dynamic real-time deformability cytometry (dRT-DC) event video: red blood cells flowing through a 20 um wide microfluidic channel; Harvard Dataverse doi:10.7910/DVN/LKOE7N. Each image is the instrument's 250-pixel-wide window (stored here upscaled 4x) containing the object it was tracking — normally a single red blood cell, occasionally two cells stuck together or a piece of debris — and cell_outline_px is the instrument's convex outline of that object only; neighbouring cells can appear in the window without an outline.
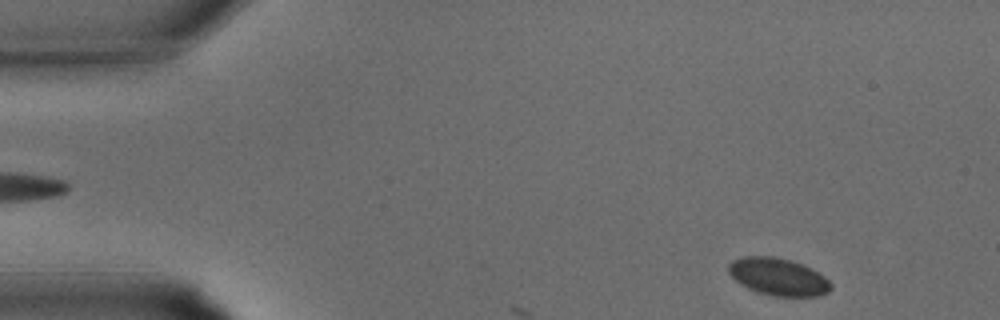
{"species": "common noctule bat (a hibernating species)", "species_latin": "Nyctalus noctula", "temperature_condition": "warm", "stored_images_in_passage": 4, "camera_frame_rate_fps": 3000, "um_per_image_px": 0.085, "animal": {"sex": "male", "body_mass_g": 15.6}, "frame": {"image": 1, "passage_image": 1, "time_ms": 0.0, "image_size_px": [1000, 320], "cell_outline_px": [[832, 288], [828, 292], [820, 296], [776, 296], [760, 292], [748, 288], [740, 284], [728, 272], [728, 264], [732, 260], [744, 256], [772, 256], [788, 260], [800, 264], [824, 276], [832, 284]], "centroid_in_image_um": [66.13, 23.53], "position_along_channel_um": 18.9, "area_um2": 21.96}}